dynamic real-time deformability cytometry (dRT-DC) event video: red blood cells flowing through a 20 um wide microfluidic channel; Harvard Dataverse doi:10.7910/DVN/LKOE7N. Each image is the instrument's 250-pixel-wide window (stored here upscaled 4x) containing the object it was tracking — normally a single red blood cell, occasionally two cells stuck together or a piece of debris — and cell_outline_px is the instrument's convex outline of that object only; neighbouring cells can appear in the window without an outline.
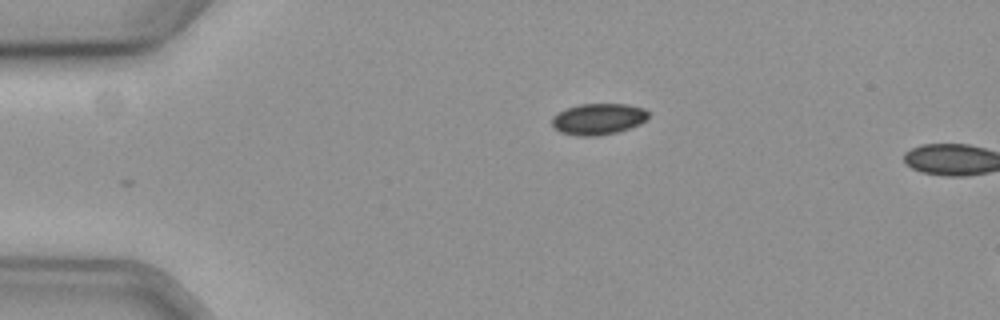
{"species": "common noctule bat (a hibernating species)", "species_latin": "Nyctalus noctula", "temperature_condition": "cold", "stored_images_in_passage": 37, "camera_frame_rate_fps": 3000, "um_per_image_px": 0.085, "animal": {"sex": "female", "body_mass_g": 19.3, "forearm_length_mm": 54.1}, "frame": {"image": 1, "passage_image": 1, "time_ms": 0.0, "image_size_px": [1000, 320], "cell_outline_px": [[648, 120], [640, 124], [616, 132], [596, 136], [580, 136], [560, 132], [552, 124], [552, 116], [568, 108], [580, 104], [628, 104], [644, 108], [648, 112]], "centroid_in_image_um": [50.88, 10.11], "position_along_channel_um": 34.1, "area_um2": 17.46}}
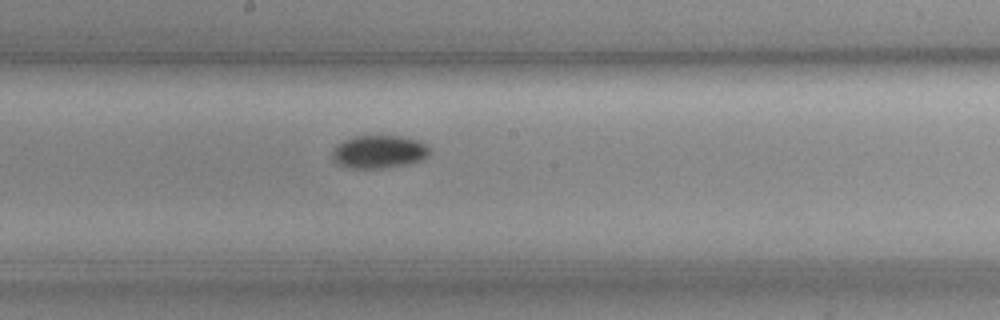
{"frame": {"image": 2, "passage_image": 20, "time_ms": 6.333, "image_size_px": [1000, 320], "cell_outline_px": [[428, 152], [420, 160], [404, 164], [380, 168], [352, 168], [340, 164], [332, 160], [332, 148], [336, 144], [352, 136], [400, 136], [416, 140], [424, 144], [428, 148]], "centroid_in_image_um": [32.11, 12.89], "position_along_channel_um": 216.1, "area_um2": 18.32}}
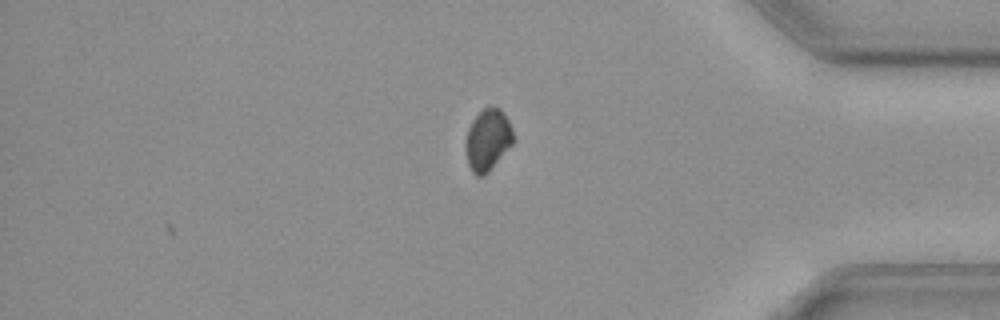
{"frame": {"image": 3, "passage_image": 37, "time_ms": 12.0, "image_size_px": [1000, 320], "cell_outline_px": [[512, 144], [488, 172], [484, 176], [476, 176], [472, 172], [468, 164], [464, 144], [468, 128], [472, 120], [484, 108], [500, 108], [508, 120], [512, 128]], "centroid_in_image_um": [41.42, 11.91], "position_along_channel_um": 393.8, "area_um2": 16.88}}